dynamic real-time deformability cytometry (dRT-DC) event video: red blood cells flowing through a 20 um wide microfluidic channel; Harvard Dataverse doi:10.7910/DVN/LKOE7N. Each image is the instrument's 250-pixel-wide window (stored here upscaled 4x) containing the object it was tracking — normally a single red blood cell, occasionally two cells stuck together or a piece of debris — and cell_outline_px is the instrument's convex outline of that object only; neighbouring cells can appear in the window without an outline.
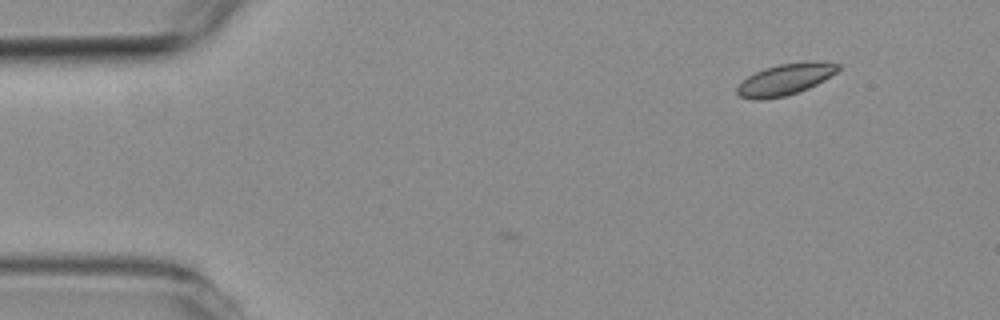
{"species": "common noctule bat (a hibernating species)", "species_latin": "Nyctalus noctula", "temperature_condition": "room temperature", "stored_images_in_passage": 3, "camera_frame_rate_fps": 3000, "um_per_image_px": 0.085, "animal": {"sex": "female", "body_mass_g": 19.3, "forearm_length_mm": 54.1}, "frame": {"image": 1, "passage_image": 3, "time_ms": 3.333, "image_size_px": [1000, 320], "cell_outline_px": [[840, 68], [836, 72], [824, 80], [808, 88], [784, 96], [764, 100], [752, 100], [740, 96], [736, 92], [736, 88], [748, 76], [764, 68], [780, 64], [840, 64]], "centroid_in_image_um": [66.64, 6.81], "position_along_channel_um": 18.4, "area_um2": 17.51}}